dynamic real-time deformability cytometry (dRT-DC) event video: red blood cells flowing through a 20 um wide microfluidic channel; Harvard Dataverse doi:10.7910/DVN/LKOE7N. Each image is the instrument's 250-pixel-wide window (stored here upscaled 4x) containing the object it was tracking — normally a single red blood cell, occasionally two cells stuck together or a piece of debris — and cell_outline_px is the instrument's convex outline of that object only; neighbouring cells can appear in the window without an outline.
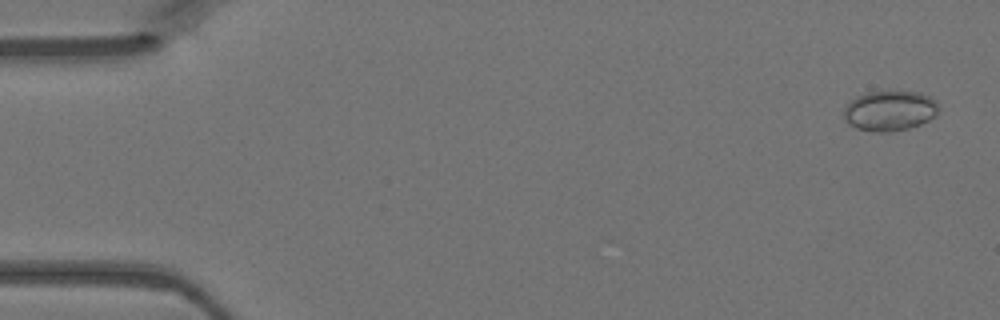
{"species": "Egyptian fruit bat (a non-hibernating species)", "species_latin": "Rousettus aegyptiacus", "temperature_condition": "warm", "stored_images_in_passage": 48, "camera_frame_rate_fps": 3000, "um_per_image_px": 0.085, "animal": {"sex": "female"}, "frame": {"image": 1, "passage_image": 2, "time_ms": 0.333, "image_size_px": [1000, 320], "cell_outline_px": [[936, 116], [920, 124], [908, 128], [892, 132], [872, 132], [856, 128], [848, 124], [844, 120], [844, 108], [856, 96], [868, 92], [920, 92], [936, 100]], "centroid_in_image_um": [75.59, 9.43], "position_along_channel_um": 9.4, "area_um2": 22.08}}
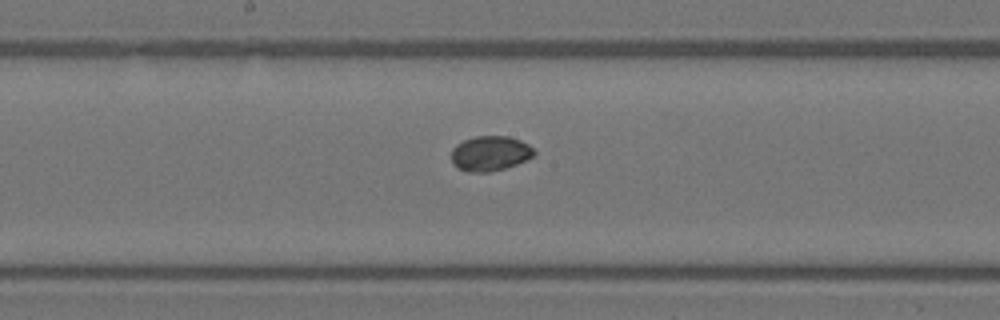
{"frame": {"image": 2, "passage_image": 25, "time_ms": 8.0, "image_size_px": [1000, 320], "cell_outline_px": [[536, 152], [532, 156], [516, 164], [504, 168], [488, 172], [468, 172], [456, 168], [452, 164], [452, 148], [456, 144], [464, 140], [476, 136], [508, 136], [520, 140], [528, 144]], "centroid_in_image_um": [41.62, 13.04], "position_along_channel_um": 206.6, "area_um2": 16.82}}
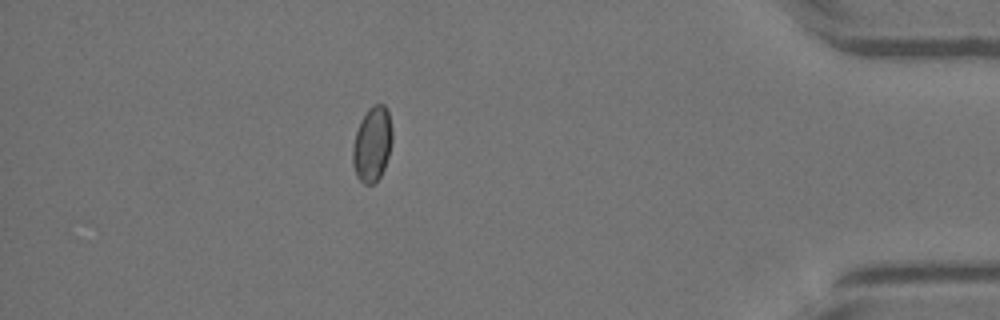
{"frame": {"image": 3, "passage_image": 42, "time_ms": 13.667, "image_size_px": [1000, 320], "cell_outline_px": [[392, 140], [388, 156], [384, 168], [380, 176], [372, 184], [364, 184], [356, 176], [352, 164], [352, 148], [356, 132], [360, 120], [368, 108], [372, 104], [384, 104], [388, 108], [392, 128]], "centroid_in_image_um": [31.63, 12.22], "position_along_channel_um": 403.6, "area_um2": 17.46}}